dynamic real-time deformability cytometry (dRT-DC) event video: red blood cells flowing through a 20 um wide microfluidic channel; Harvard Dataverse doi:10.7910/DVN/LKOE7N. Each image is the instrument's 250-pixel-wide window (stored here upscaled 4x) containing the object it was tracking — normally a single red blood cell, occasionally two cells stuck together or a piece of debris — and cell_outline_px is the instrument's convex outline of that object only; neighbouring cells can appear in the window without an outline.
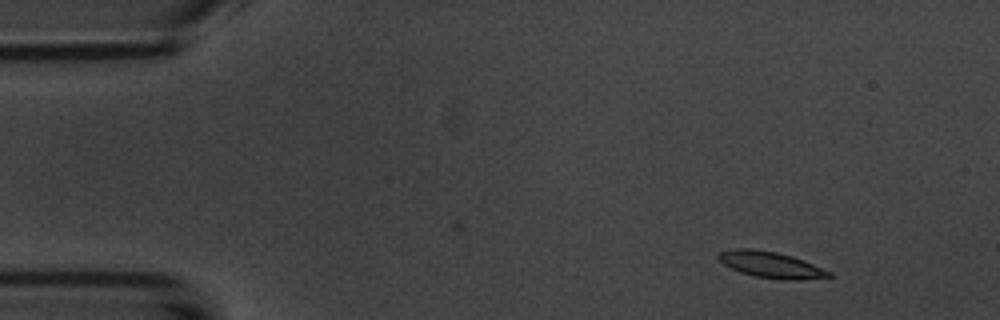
{"species": "common noctule bat (a hibernating species)", "species_latin": "Nyctalus noctula", "temperature_condition": "room temperature", "stored_images_in_passage": 9, "camera_frame_rate_fps": 3000, "um_per_image_px": 0.085, "animal": {"sex": "male", "body_mass_g": 20.1, "forearm_length_mm": 53.5}, "frame": {"image": 1, "passage_image": 1, "time_ms": 0.0, "image_size_px": [1000, 320], "cell_outline_px": [[832, 276], [796, 280], [784, 280], [756, 276], [740, 272], [724, 264], [716, 256], [716, 252], [732, 248], [752, 248], [776, 252], [792, 256], [832, 272]], "centroid_in_image_um": [65.47, 22.48], "position_along_channel_um": 19.5, "area_um2": 16.76}}
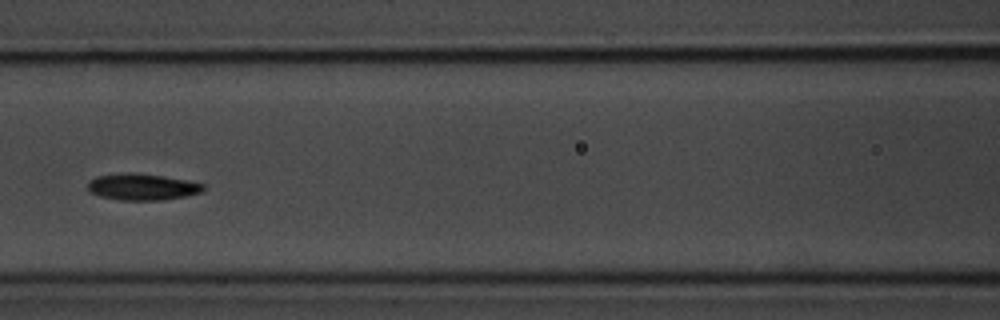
{"frame": {"image": 2, "passage_image": 6, "time_ms": 6.0, "image_size_px": [1000, 320], "cell_outline_px": [[204, 188], [200, 192], [184, 196], [164, 200], [120, 200], [100, 196], [88, 192], [88, 180], [96, 176], [124, 172], [132, 172], [164, 176], [188, 180], [204, 184]], "centroid_in_image_um": [12.04, 15.87], "position_along_channel_um": 154.6, "area_um2": 17.98}}
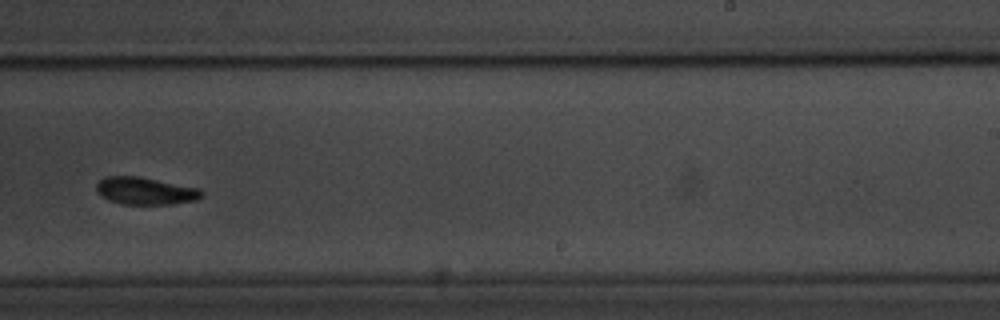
{"frame": {"image": 3, "passage_image": 9, "time_ms": 9.333, "image_size_px": [1000, 320], "cell_outline_px": [[204, 196], [196, 200], [172, 204], [120, 204], [108, 200], [100, 196], [96, 192], [96, 184], [104, 176], [140, 176], [200, 188], [204, 192]], "centroid_in_image_um": [12.35, 16.22], "position_along_channel_um": 276.6, "area_um2": 17.11}}